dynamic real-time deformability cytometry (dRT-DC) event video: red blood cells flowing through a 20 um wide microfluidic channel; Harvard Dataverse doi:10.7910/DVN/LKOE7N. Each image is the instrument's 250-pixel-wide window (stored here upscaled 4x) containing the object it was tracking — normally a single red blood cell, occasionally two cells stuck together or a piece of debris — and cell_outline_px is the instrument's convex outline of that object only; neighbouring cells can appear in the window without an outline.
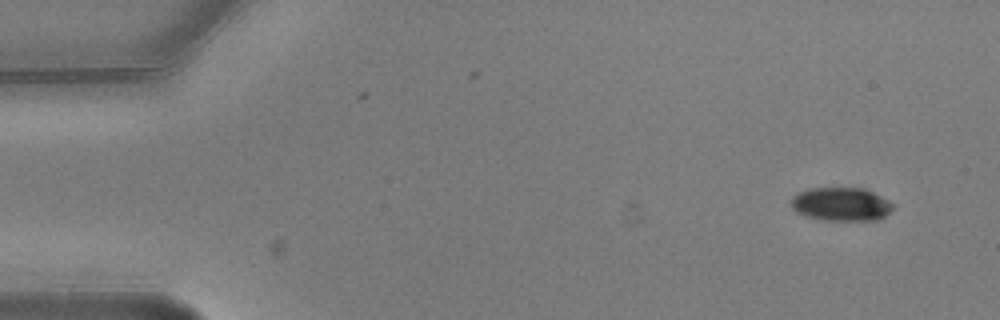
{"species": "common noctule bat (a hibernating species)", "species_latin": "Nyctalus noctula", "temperature_condition": "warm", "stored_images_in_passage": 2, "camera_frame_rate_fps": 3000, "um_per_image_px": 0.085, "animal": {"sex": "male", "body_mass_g": 20.5, "forearm_length_mm": 52.5}, "frame": {"image": 1, "passage_image": 2, "time_ms": 0.333, "image_size_px": [1000, 320], "cell_outline_px": [[896, 208], [884, 216], [876, 220], [824, 220], [808, 216], [796, 212], [792, 208], [792, 196], [808, 188], [864, 188], [888, 200]], "centroid_in_image_um": [71.51, 17.35], "position_along_channel_um": 13.5, "area_um2": 19.77}}